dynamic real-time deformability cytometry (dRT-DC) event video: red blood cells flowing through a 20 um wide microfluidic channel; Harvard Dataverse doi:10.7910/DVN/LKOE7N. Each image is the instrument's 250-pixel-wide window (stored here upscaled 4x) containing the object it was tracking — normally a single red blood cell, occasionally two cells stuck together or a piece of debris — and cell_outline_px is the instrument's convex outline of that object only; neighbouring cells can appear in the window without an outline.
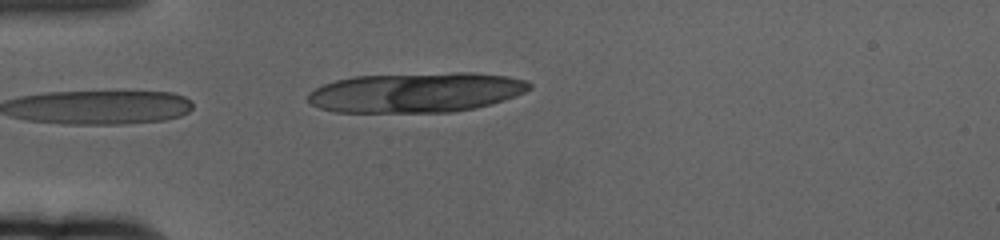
{"species": "human", "species_latin": "Homo sapiens", "temperature_condition": "cold", "stored_images_in_passage": 7, "camera_frame_rate_fps": 3000, "um_per_image_px": 0.085, "donor": {"sex": "female"}, "frame": {"image": 1, "passage_image": 1, "time_ms": 0.0, "image_size_px": [1000, 240], "cell_outline_px": [[532, 88], [524, 92], [492, 104], [476, 108], [452, 112], [336, 112], [320, 108], [312, 104], [308, 100], [308, 92], [324, 84], [336, 80], [352, 76], [456, 72], [472, 72], [508, 76], [528, 80], [532, 84]], "centroid_in_image_um": [35.4, 7.85], "position_along_channel_um": 49.6, "area_um2": 51.73}}
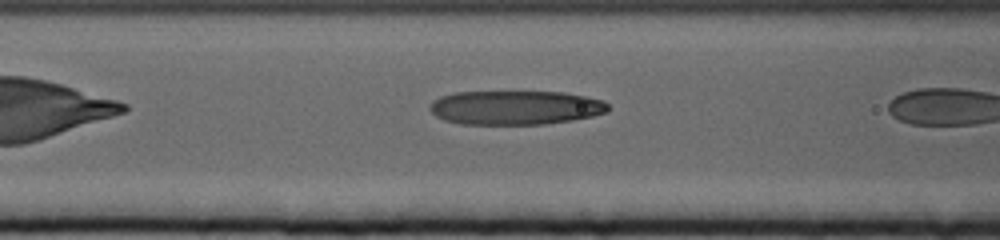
{"frame": {"image": 2, "passage_image": 5, "time_ms": 1.333, "image_size_px": [1000, 240], "cell_outline_px": [[608, 112], [592, 116], [572, 120], [544, 124], [460, 124], [444, 120], [436, 116], [428, 108], [432, 100], [440, 96], [456, 92], [564, 92], [604, 100], [608, 104]], "centroid_in_image_um": [43.79, 9.15], "position_along_channel_um": 122.8, "area_um2": 35.55}}